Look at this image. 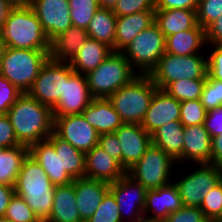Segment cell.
<instances>
[{
	"instance_id": "603a6c76",
	"label": "cell",
	"mask_w": 222,
	"mask_h": 222,
	"mask_svg": "<svg viewBox=\"0 0 222 222\" xmlns=\"http://www.w3.org/2000/svg\"><path fill=\"white\" fill-rule=\"evenodd\" d=\"M81 114L99 135L114 133L123 124L108 98H93Z\"/></svg>"
},
{
	"instance_id": "8992f818",
	"label": "cell",
	"mask_w": 222,
	"mask_h": 222,
	"mask_svg": "<svg viewBox=\"0 0 222 222\" xmlns=\"http://www.w3.org/2000/svg\"><path fill=\"white\" fill-rule=\"evenodd\" d=\"M139 74L122 52L113 51L96 69L85 74L93 98H108Z\"/></svg>"
},
{
	"instance_id": "8fae6325",
	"label": "cell",
	"mask_w": 222,
	"mask_h": 222,
	"mask_svg": "<svg viewBox=\"0 0 222 222\" xmlns=\"http://www.w3.org/2000/svg\"><path fill=\"white\" fill-rule=\"evenodd\" d=\"M195 168L178 181H174L183 206L200 207L205 195L222 180L219 165L198 164Z\"/></svg>"
},
{
	"instance_id": "4fadbf2b",
	"label": "cell",
	"mask_w": 222,
	"mask_h": 222,
	"mask_svg": "<svg viewBox=\"0 0 222 222\" xmlns=\"http://www.w3.org/2000/svg\"><path fill=\"white\" fill-rule=\"evenodd\" d=\"M29 154L41 165L53 185H68L74 181L66 170H62L61 138L54 132L47 139L31 145Z\"/></svg>"
},
{
	"instance_id": "6f0895ef",
	"label": "cell",
	"mask_w": 222,
	"mask_h": 222,
	"mask_svg": "<svg viewBox=\"0 0 222 222\" xmlns=\"http://www.w3.org/2000/svg\"><path fill=\"white\" fill-rule=\"evenodd\" d=\"M7 46L3 37L2 30L0 29V59L4 55Z\"/></svg>"
},
{
	"instance_id": "5bb4252c",
	"label": "cell",
	"mask_w": 222,
	"mask_h": 222,
	"mask_svg": "<svg viewBox=\"0 0 222 222\" xmlns=\"http://www.w3.org/2000/svg\"><path fill=\"white\" fill-rule=\"evenodd\" d=\"M54 133L85 154L98 145V132L82 114L54 117Z\"/></svg>"
},
{
	"instance_id": "277c9868",
	"label": "cell",
	"mask_w": 222,
	"mask_h": 222,
	"mask_svg": "<svg viewBox=\"0 0 222 222\" xmlns=\"http://www.w3.org/2000/svg\"><path fill=\"white\" fill-rule=\"evenodd\" d=\"M50 58V50L7 47L0 59V75L8 79L21 93H27Z\"/></svg>"
},
{
	"instance_id": "ee69618b",
	"label": "cell",
	"mask_w": 222,
	"mask_h": 222,
	"mask_svg": "<svg viewBox=\"0 0 222 222\" xmlns=\"http://www.w3.org/2000/svg\"><path fill=\"white\" fill-rule=\"evenodd\" d=\"M206 220L200 207L183 206L170 213L163 222H206Z\"/></svg>"
},
{
	"instance_id": "f35d334b",
	"label": "cell",
	"mask_w": 222,
	"mask_h": 222,
	"mask_svg": "<svg viewBox=\"0 0 222 222\" xmlns=\"http://www.w3.org/2000/svg\"><path fill=\"white\" fill-rule=\"evenodd\" d=\"M196 14L198 25L205 29L222 16V0H199Z\"/></svg>"
},
{
	"instance_id": "d590c367",
	"label": "cell",
	"mask_w": 222,
	"mask_h": 222,
	"mask_svg": "<svg viewBox=\"0 0 222 222\" xmlns=\"http://www.w3.org/2000/svg\"><path fill=\"white\" fill-rule=\"evenodd\" d=\"M11 222H42L23 198L14 194L4 214Z\"/></svg>"
},
{
	"instance_id": "484cf974",
	"label": "cell",
	"mask_w": 222,
	"mask_h": 222,
	"mask_svg": "<svg viewBox=\"0 0 222 222\" xmlns=\"http://www.w3.org/2000/svg\"><path fill=\"white\" fill-rule=\"evenodd\" d=\"M184 126L180 121L168 122L151 134L152 144L161 148L176 161L183 164Z\"/></svg>"
},
{
	"instance_id": "60d3db41",
	"label": "cell",
	"mask_w": 222,
	"mask_h": 222,
	"mask_svg": "<svg viewBox=\"0 0 222 222\" xmlns=\"http://www.w3.org/2000/svg\"><path fill=\"white\" fill-rule=\"evenodd\" d=\"M200 100L207 111L222 106V81L208 74Z\"/></svg>"
},
{
	"instance_id": "db71d44e",
	"label": "cell",
	"mask_w": 222,
	"mask_h": 222,
	"mask_svg": "<svg viewBox=\"0 0 222 222\" xmlns=\"http://www.w3.org/2000/svg\"><path fill=\"white\" fill-rule=\"evenodd\" d=\"M14 6L7 0H0V29H2L5 20Z\"/></svg>"
},
{
	"instance_id": "b9f144b4",
	"label": "cell",
	"mask_w": 222,
	"mask_h": 222,
	"mask_svg": "<svg viewBox=\"0 0 222 222\" xmlns=\"http://www.w3.org/2000/svg\"><path fill=\"white\" fill-rule=\"evenodd\" d=\"M142 11H155V0H118L112 9L117 17Z\"/></svg>"
},
{
	"instance_id": "ba28073f",
	"label": "cell",
	"mask_w": 222,
	"mask_h": 222,
	"mask_svg": "<svg viewBox=\"0 0 222 222\" xmlns=\"http://www.w3.org/2000/svg\"><path fill=\"white\" fill-rule=\"evenodd\" d=\"M122 53L139 75H149L166 53V37L154 22L141 31Z\"/></svg>"
},
{
	"instance_id": "9f6ffc18",
	"label": "cell",
	"mask_w": 222,
	"mask_h": 222,
	"mask_svg": "<svg viewBox=\"0 0 222 222\" xmlns=\"http://www.w3.org/2000/svg\"><path fill=\"white\" fill-rule=\"evenodd\" d=\"M13 6H30L32 0H7Z\"/></svg>"
},
{
	"instance_id": "9c48e42d",
	"label": "cell",
	"mask_w": 222,
	"mask_h": 222,
	"mask_svg": "<svg viewBox=\"0 0 222 222\" xmlns=\"http://www.w3.org/2000/svg\"><path fill=\"white\" fill-rule=\"evenodd\" d=\"M177 161L161 148L151 144L144 155L126 173L146 190L166 186L173 181L171 172Z\"/></svg>"
},
{
	"instance_id": "f907efd6",
	"label": "cell",
	"mask_w": 222,
	"mask_h": 222,
	"mask_svg": "<svg viewBox=\"0 0 222 222\" xmlns=\"http://www.w3.org/2000/svg\"><path fill=\"white\" fill-rule=\"evenodd\" d=\"M206 45H222V16L205 28Z\"/></svg>"
},
{
	"instance_id": "cb8c5ba5",
	"label": "cell",
	"mask_w": 222,
	"mask_h": 222,
	"mask_svg": "<svg viewBox=\"0 0 222 222\" xmlns=\"http://www.w3.org/2000/svg\"><path fill=\"white\" fill-rule=\"evenodd\" d=\"M155 22V11H142L116 20L115 51L122 52L133 39Z\"/></svg>"
},
{
	"instance_id": "94428289",
	"label": "cell",
	"mask_w": 222,
	"mask_h": 222,
	"mask_svg": "<svg viewBox=\"0 0 222 222\" xmlns=\"http://www.w3.org/2000/svg\"><path fill=\"white\" fill-rule=\"evenodd\" d=\"M138 222H152V221H149L148 219H142V220H140Z\"/></svg>"
},
{
	"instance_id": "2e32d148",
	"label": "cell",
	"mask_w": 222,
	"mask_h": 222,
	"mask_svg": "<svg viewBox=\"0 0 222 222\" xmlns=\"http://www.w3.org/2000/svg\"><path fill=\"white\" fill-rule=\"evenodd\" d=\"M92 100L86 76L73 72L64 81L63 95L52 108L53 117L81 114Z\"/></svg>"
},
{
	"instance_id": "ac0fdd59",
	"label": "cell",
	"mask_w": 222,
	"mask_h": 222,
	"mask_svg": "<svg viewBox=\"0 0 222 222\" xmlns=\"http://www.w3.org/2000/svg\"><path fill=\"white\" fill-rule=\"evenodd\" d=\"M180 121V101L164 89L157 88L141 126L151 135L162 125Z\"/></svg>"
},
{
	"instance_id": "e0dca14e",
	"label": "cell",
	"mask_w": 222,
	"mask_h": 222,
	"mask_svg": "<svg viewBox=\"0 0 222 222\" xmlns=\"http://www.w3.org/2000/svg\"><path fill=\"white\" fill-rule=\"evenodd\" d=\"M122 152V167L127 171L152 144L151 135L141 124L123 123L115 132Z\"/></svg>"
},
{
	"instance_id": "7bdbcfd3",
	"label": "cell",
	"mask_w": 222,
	"mask_h": 222,
	"mask_svg": "<svg viewBox=\"0 0 222 222\" xmlns=\"http://www.w3.org/2000/svg\"><path fill=\"white\" fill-rule=\"evenodd\" d=\"M21 94L8 79L0 75V114H7Z\"/></svg>"
},
{
	"instance_id": "d4e9b609",
	"label": "cell",
	"mask_w": 222,
	"mask_h": 222,
	"mask_svg": "<svg viewBox=\"0 0 222 222\" xmlns=\"http://www.w3.org/2000/svg\"><path fill=\"white\" fill-rule=\"evenodd\" d=\"M88 38L86 29L68 28L50 42V58L57 62H70Z\"/></svg>"
},
{
	"instance_id": "30bf717a",
	"label": "cell",
	"mask_w": 222,
	"mask_h": 222,
	"mask_svg": "<svg viewBox=\"0 0 222 222\" xmlns=\"http://www.w3.org/2000/svg\"><path fill=\"white\" fill-rule=\"evenodd\" d=\"M73 72L69 62H57L49 58L27 93L52 109L63 95L64 81Z\"/></svg>"
},
{
	"instance_id": "83f0119b",
	"label": "cell",
	"mask_w": 222,
	"mask_h": 222,
	"mask_svg": "<svg viewBox=\"0 0 222 222\" xmlns=\"http://www.w3.org/2000/svg\"><path fill=\"white\" fill-rule=\"evenodd\" d=\"M155 23L165 37L191 30L198 25L196 10H155Z\"/></svg>"
},
{
	"instance_id": "680465c9",
	"label": "cell",
	"mask_w": 222,
	"mask_h": 222,
	"mask_svg": "<svg viewBox=\"0 0 222 222\" xmlns=\"http://www.w3.org/2000/svg\"><path fill=\"white\" fill-rule=\"evenodd\" d=\"M0 222H11V221L5 216H0Z\"/></svg>"
},
{
	"instance_id": "5b68a950",
	"label": "cell",
	"mask_w": 222,
	"mask_h": 222,
	"mask_svg": "<svg viewBox=\"0 0 222 222\" xmlns=\"http://www.w3.org/2000/svg\"><path fill=\"white\" fill-rule=\"evenodd\" d=\"M156 89L149 75H138L108 99L123 123L141 124Z\"/></svg>"
},
{
	"instance_id": "8d00e7d4",
	"label": "cell",
	"mask_w": 222,
	"mask_h": 222,
	"mask_svg": "<svg viewBox=\"0 0 222 222\" xmlns=\"http://www.w3.org/2000/svg\"><path fill=\"white\" fill-rule=\"evenodd\" d=\"M206 113L200 99L180 102V122L184 127L204 124Z\"/></svg>"
},
{
	"instance_id": "bcb514c9",
	"label": "cell",
	"mask_w": 222,
	"mask_h": 222,
	"mask_svg": "<svg viewBox=\"0 0 222 222\" xmlns=\"http://www.w3.org/2000/svg\"><path fill=\"white\" fill-rule=\"evenodd\" d=\"M98 146L115 158L122 166L121 146L115 133L99 135Z\"/></svg>"
},
{
	"instance_id": "6125c7cd",
	"label": "cell",
	"mask_w": 222,
	"mask_h": 222,
	"mask_svg": "<svg viewBox=\"0 0 222 222\" xmlns=\"http://www.w3.org/2000/svg\"><path fill=\"white\" fill-rule=\"evenodd\" d=\"M220 170H221V176H222V162L219 164Z\"/></svg>"
},
{
	"instance_id": "f6af8a7d",
	"label": "cell",
	"mask_w": 222,
	"mask_h": 222,
	"mask_svg": "<svg viewBox=\"0 0 222 222\" xmlns=\"http://www.w3.org/2000/svg\"><path fill=\"white\" fill-rule=\"evenodd\" d=\"M21 145L7 114H0V146L12 148Z\"/></svg>"
},
{
	"instance_id": "e575fe53",
	"label": "cell",
	"mask_w": 222,
	"mask_h": 222,
	"mask_svg": "<svg viewBox=\"0 0 222 222\" xmlns=\"http://www.w3.org/2000/svg\"><path fill=\"white\" fill-rule=\"evenodd\" d=\"M73 26L87 29L95 12L100 9L98 0H68Z\"/></svg>"
},
{
	"instance_id": "7402d4cb",
	"label": "cell",
	"mask_w": 222,
	"mask_h": 222,
	"mask_svg": "<svg viewBox=\"0 0 222 222\" xmlns=\"http://www.w3.org/2000/svg\"><path fill=\"white\" fill-rule=\"evenodd\" d=\"M211 142L204 124L184 127L183 163L211 164Z\"/></svg>"
},
{
	"instance_id": "52a82bcc",
	"label": "cell",
	"mask_w": 222,
	"mask_h": 222,
	"mask_svg": "<svg viewBox=\"0 0 222 222\" xmlns=\"http://www.w3.org/2000/svg\"><path fill=\"white\" fill-rule=\"evenodd\" d=\"M203 54L179 56L165 53L150 72L153 83L165 89L170 83L183 79H206L208 59Z\"/></svg>"
},
{
	"instance_id": "f1b7e54d",
	"label": "cell",
	"mask_w": 222,
	"mask_h": 222,
	"mask_svg": "<svg viewBox=\"0 0 222 222\" xmlns=\"http://www.w3.org/2000/svg\"><path fill=\"white\" fill-rule=\"evenodd\" d=\"M112 52L106 44L88 38L69 63L74 72L85 75L96 69Z\"/></svg>"
},
{
	"instance_id": "4316f807",
	"label": "cell",
	"mask_w": 222,
	"mask_h": 222,
	"mask_svg": "<svg viewBox=\"0 0 222 222\" xmlns=\"http://www.w3.org/2000/svg\"><path fill=\"white\" fill-rule=\"evenodd\" d=\"M75 199L73 183L56 186L51 215L45 222H83Z\"/></svg>"
},
{
	"instance_id": "681fc988",
	"label": "cell",
	"mask_w": 222,
	"mask_h": 222,
	"mask_svg": "<svg viewBox=\"0 0 222 222\" xmlns=\"http://www.w3.org/2000/svg\"><path fill=\"white\" fill-rule=\"evenodd\" d=\"M199 0H155V10L189 9L196 10Z\"/></svg>"
},
{
	"instance_id": "d6a6232c",
	"label": "cell",
	"mask_w": 222,
	"mask_h": 222,
	"mask_svg": "<svg viewBox=\"0 0 222 222\" xmlns=\"http://www.w3.org/2000/svg\"><path fill=\"white\" fill-rule=\"evenodd\" d=\"M61 162L62 170H66L73 179L84 177L85 153L79 151L73 145L62 139Z\"/></svg>"
},
{
	"instance_id": "c3c4849f",
	"label": "cell",
	"mask_w": 222,
	"mask_h": 222,
	"mask_svg": "<svg viewBox=\"0 0 222 222\" xmlns=\"http://www.w3.org/2000/svg\"><path fill=\"white\" fill-rule=\"evenodd\" d=\"M204 126L211 137L222 133V106L207 111Z\"/></svg>"
},
{
	"instance_id": "74e56055",
	"label": "cell",
	"mask_w": 222,
	"mask_h": 222,
	"mask_svg": "<svg viewBox=\"0 0 222 222\" xmlns=\"http://www.w3.org/2000/svg\"><path fill=\"white\" fill-rule=\"evenodd\" d=\"M86 222H122L114 195L108 191L94 214Z\"/></svg>"
},
{
	"instance_id": "d6986e66",
	"label": "cell",
	"mask_w": 222,
	"mask_h": 222,
	"mask_svg": "<svg viewBox=\"0 0 222 222\" xmlns=\"http://www.w3.org/2000/svg\"><path fill=\"white\" fill-rule=\"evenodd\" d=\"M182 207L183 203L181 197L176 186L172 182L157 189L147 190L144 219H148L152 222H163L170 213Z\"/></svg>"
},
{
	"instance_id": "4dcf8cb0",
	"label": "cell",
	"mask_w": 222,
	"mask_h": 222,
	"mask_svg": "<svg viewBox=\"0 0 222 222\" xmlns=\"http://www.w3.org/2000/svg\"><path fill=\"white\" fill-rule=\"evenodd\" d=\"M116 20L117 16L112 9H98L86 29L89 38L104 43L115 51Z\"/></svg>"
},
{
	"instance_id": "7dc6e473",
	"label": "cell",
	"mask_w": 222,
	"mask_h": 222,
	"mask_svg": "<svg viewBox=\"0 0 222 222\" xmlns=\"http://www.w3.org/2000/svg\"><path fill=\"white\" fill-rule=\"evenodd\" d=\"M208 53V74L216 80L222 81V45H211Z\"/></svg>"
},
{
	"instance_id": "7c38bea8",
	"label": "cell",
	"mask_w": 222,
	"mask_h": 222,
	"mask_svg": "<svg viewBox=\"0 0 222 222\" xmlns=\"http://www.w3.org/2000/svg\"><path fill=\"white\" fill-rule=\"evenodd\" d=\"M109 191L116 199L122 222L144 219L147 190L140 183L125 173L117 181L110 183Z\"/></svg>"
},
{
	"instance_id": "836d02e7",
	"label": "cell",
	"mask_w": 222,
	"mask_h": 222,
	"mask_svg": "<svg viewBox=\"0 0 222 222\" xmlns=\"http://www.w3.org/2000/svg\"><path fill=\"white\" fill-rule=\"evenodd\" d=\"M206 79H181L170 83L164 90L177 101L200 99Z\"/></svg>"
},
{
	"instance_id": "11a10c76",
	"label": "cell",
	"mask_w": 222,
	"mask_h": 222,
	"mask_svg": "<svg viewBox=\"0 0 222 222\" xmlns=\"http://www.w3.org/2000/svg\"><path fill=\"white\" fill-rule=\"evenodd\" d=\"M118 0H98L100 8L113 9Z\"/></svg>"
},
{
	"instance_id": "9a60e30c",
	"label": "cell",
	"mask_w": 222,
	"mask_h": 222,
	"mask_svg": "<svg viewBox=\"0 0 222 222\" xmlns=\"http://www.w3.org/2000/svg\"><path fill=\"white\" fill-rule=\"evenodd\" d=\"M30 7L50 42L73 26L68 0H32Z\"/></svg>"
},
{
	"instance_id": "3957f363",
	"label": "cell",
	"mask_w": 222,
	"mask_h": 222,
	"mask_svg": "<svg viewBox=\"0 0 222 222\" xmlns=\"http://www.w3.org/2000/svg\"><path fill=\"white\" fill-rule=\"evenodd\" d=\"M1 30L7 47L50 50V41L30 6H14Z\"/></svg>"
},
{
	"instance_id": "91938a15",
	"label": "cell",
	"mask_w": 222,
	"mask_h": 222,
	"mask_svg": "<svg viewBox=\"0 0 222 222\" xmlns=\"http://www.w3.org/2000/svg\"><path fill=\"white\" fill-rule=\"evenodd\" d=\"M206 222H222L219 219H207Z\"/></svg>"
},
{
	"instance_id": "f5cc1de1",
	"label": "cell",
	"mask_w": 222,
	"mask_h": 222,
	"mask_svg": "<svg viewBox=\"0 0 222 222\" xmlns=\"http://www.w3.org/2000/svg\"><path fill=\"white\" fill-rule=\"evenodd\" d=\"M222 162V133L212 137L211 142V164L219 165Z\"/></svg>"
},
{
	"instance_id": "ab89813d",
	"label": "cell",
	"mask_w": 222,
	"mask_h": 222,
	"mask_svg": "<svg viewBox=\"0 0 222 222\" xmlns=\"http://www.w3.org/2000/svg\"><path fill=\"white\" fill-rule=\"evenodd\" d=\"M200 209L207 219H219L222 215V180L203 198Z\"/></svg>"
},
{
	"instance_id": "7a4b0ae2",
	"label": "cell",
	"mask_w": 222,
	"mask_h": 222,
	"mask_svg": "<svg viewBox=\"0 0 222 222\" xmlns=\"http://www.w3.org/2000/svg\"><path fill=\"white\" fill-rule=\"evenodd\" d=\"M14 187L15 194L23 198L38 218L45 222L51 215L56 186L30 154L22 162Z\"/></svg>"
},
{
	"instance_id": "6da1fadb",
	"label": "cell",
	"mask_w": 222,
	"mask_h": 222,
	"mask_svg": "<svg viewBox=\"0 0 222 222\" xmlns=\"http://www.w3.org/2000/svg\"><path fill=\"white\" fill-rule=\"evenodd\" d=\"M14 128L16 138L22 145L30 147L47 139L54 132L52 109L22 93L7 113Z\"/></svg>"
},
{
	"instance_id": "1f68e13d",
	"label": "cell",
	"mask_w": 222,
	"mask_h": 222,
	"mask_svg": "<svg viewBox=\"0 0 222 222\" xmlns=\"http://www.w3.org/2000/svg\"><path fill=\"white\" fill-rule=\"evenodd\" d=\"M29 154V147L18 145L12 148L0 146V183L15 186L22 162Z\"/></svg>"
},
{
	"instance_id": "f546056e",
	"label": "cell",
	"mask_w": 222,
	"mask_h": 222,
	"mask_svg": "<svg viewBox=\"0 0 222 222\" xmlns=\"http://www.w3.org/2000/svg\"><path fill=\"white\" fill-rule=\"evenodd\" d=\"M206 45L205 29L197 25L191 30L166 37V53L179 56L200 54L202 46Z\"/></svg>"
},
{
	"instance_id": "816d5d0a",
	"label": "cell",
	"mask_w": 222,
	"mask_h": 222,
	"mask_svg": "<svg viewBox=\"0 0 222 222\" xmlns=\"http://www.w3.org/2000/svg\"><path fill=\"white\" fill-rule=\"evenodd\" d=\"M15 194V187L0 183V216H4L10 199Z\"/></svg>"
},
{
	"instance_id": "ffe728a7",
	"label": "cell",
	"mask_w": 222,
	"mask_h": 222,
	"mask_svg": "<svg viewBox=\"0 0 222 222\" xmlns=\"http://www.w3.org/2000/svg\"><path fill=\"white\" fill-rule=\"evenodd\" d=\"M75 186L76 205L81 220L86 222L96 211L110 184L101 180L80 177L72 182Z\"/></svg>"
},
{
	"instance_id": "44dd1931",
	"label": "cell",
	"mask_w": 222,
	"mask_h": 222,
	"mask_svg": "<svg viewBox=\"0 0 222 222\" xmlns=\"http://www.w3.org/2000/svg\"><path fill=\"white\" fill-rule=\"evenodd\" d=\"M125 173L126 171L120 163L98 145L85 154L84 177L110 184Z\"/></svg>"
}]
</instances>
